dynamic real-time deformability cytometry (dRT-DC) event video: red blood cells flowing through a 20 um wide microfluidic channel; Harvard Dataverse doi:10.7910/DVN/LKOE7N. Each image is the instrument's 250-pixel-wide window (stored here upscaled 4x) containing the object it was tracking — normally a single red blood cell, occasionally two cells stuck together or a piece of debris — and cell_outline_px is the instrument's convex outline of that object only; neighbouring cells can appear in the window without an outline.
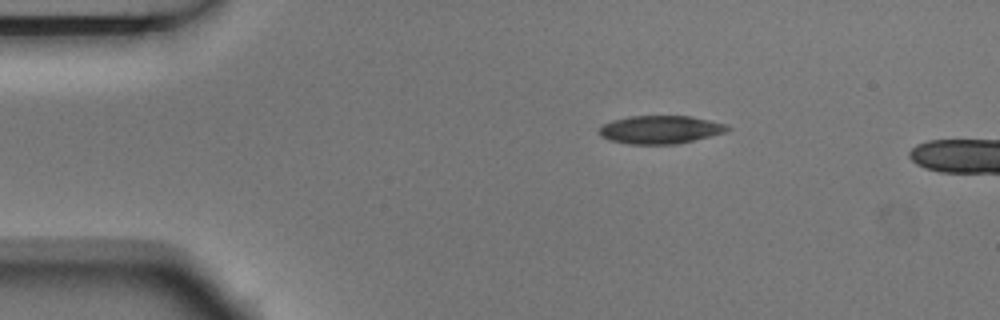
{"species": "Egyptian fruit bat (a non-hibernating species)", "species_latin": "Rousettus aegyptiacus", "temperature_condition": "room temperature", "stored_images_in_passage": 3, "camera_frame_rate_fps": 3000, "um_per_image_px": 0.085, "animal": {"sex": "male"}, "frame": {"image": 1, "passage_image": 1, "time_ms": 0.0, "image_size_px": [1000, 320], "cell_outline_px": [[732, 128], [724, 132], [676, 144], [628, 144], [612, 140], [600, 136], [600, 128], [604, 124], [612, 120], [628, 116], [692, 116], [724, 124]], "centroid_in_image_um": [56.1, 11.01], "position_along_channel_um": 28.9, "area_um2": 20.69}}